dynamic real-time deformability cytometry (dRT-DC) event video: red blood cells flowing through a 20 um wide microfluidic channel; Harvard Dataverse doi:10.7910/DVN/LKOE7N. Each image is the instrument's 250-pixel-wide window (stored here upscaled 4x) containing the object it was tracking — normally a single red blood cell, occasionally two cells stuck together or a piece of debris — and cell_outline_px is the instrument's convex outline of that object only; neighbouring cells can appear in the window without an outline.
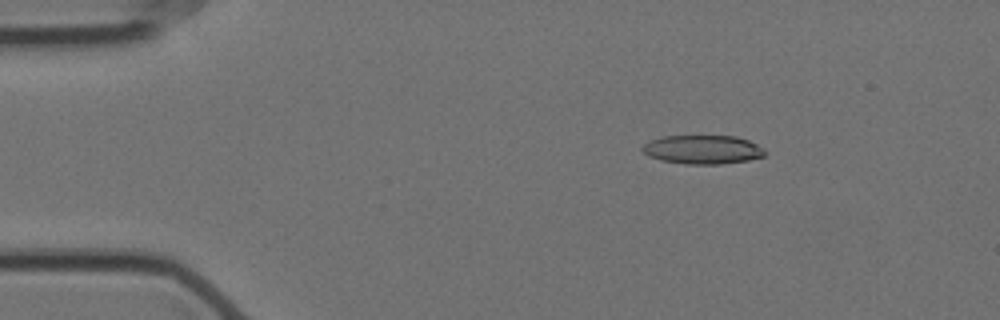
{"species": "Egyptian fruit bat (a non-hibernating species)", "species_latin": "Rousettus aegyptiacus", "temperature_condition": "cold", "stored_images_in_passage": 49, "camera_frame_rate_fps": 3000, "um_per_image_px": 0.085, "animal": {"sex": "female"}, "frame": {"image": 1, "passage_image": 1, "time_ms": 0.0, "image_size_px": [1000, 320], "cell_outline_px": [[768, 152], [764, 156], [748, 160], [720, 164], [688, 164], [660, 160], [648, 156], [640, 148], [644, 144], [660, 136], [736, 136], [748, 140], [764, 148]], "centroid_in_image_um": [59.74, 12.71], "position_along_channel_um": 25.3, "area_um2": 20.63}}
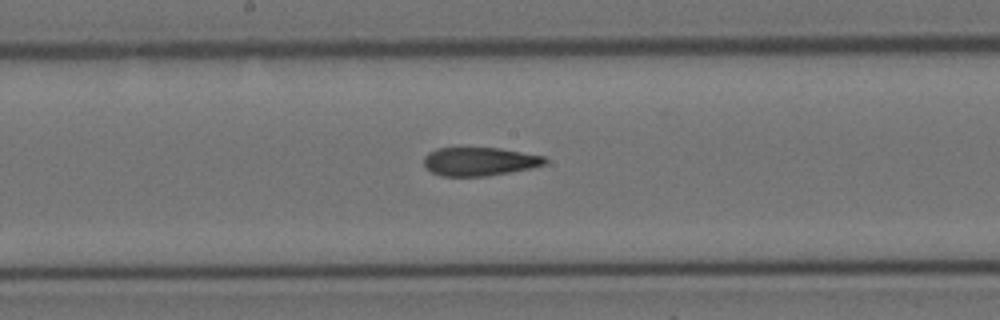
{"frame": {"image": 2, "passage_image": 22, "time_ms": 7.0, "image_size_px": [1000, 320], "cell_outline_px": [[548, 160], [544, 164], [532, 168], [488, 176], [440, 176], [432, 172], [424, 164], [424, 156], [428, 152], [436, 148], [500, 148], [544, 156]], "centroid_in_image_um": [40.75, 13.73], "position_along_channel_um": 207.4, "area_um2": 20.11}}
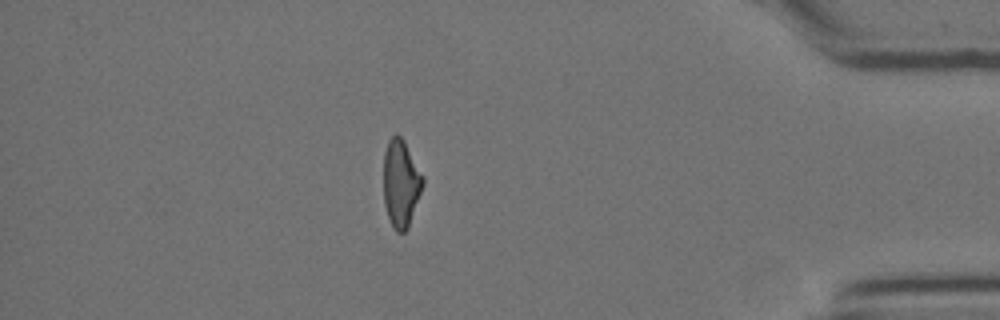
{"frame": {"image": 3, "passage_image": 42, "time_ms": 13.667, "image_size_px": [1000, 320], "cell_outline_px": [[424, 184], [408, 228], [404, 232], [396, 232], [392, 228], [384, 204], [384, 152], [388, 140], [396, 132], [404, 140], [424, 176]], "centroid_in_image_um": [34.08, 15.58], "position_along_channel_um": 401.1, "area_um2": 20.23}, "authors_computed_cell_mechanics": {"area_um2": 20.808, "velocity_mm_per_s": 3.5259, "shape_relaxation_time_tau1_ms": null, "shape_relaxation_time_tau2_ms": 3.575, "deformation_change_tau1": null, "deformation_change_tau2": 0.1332}}